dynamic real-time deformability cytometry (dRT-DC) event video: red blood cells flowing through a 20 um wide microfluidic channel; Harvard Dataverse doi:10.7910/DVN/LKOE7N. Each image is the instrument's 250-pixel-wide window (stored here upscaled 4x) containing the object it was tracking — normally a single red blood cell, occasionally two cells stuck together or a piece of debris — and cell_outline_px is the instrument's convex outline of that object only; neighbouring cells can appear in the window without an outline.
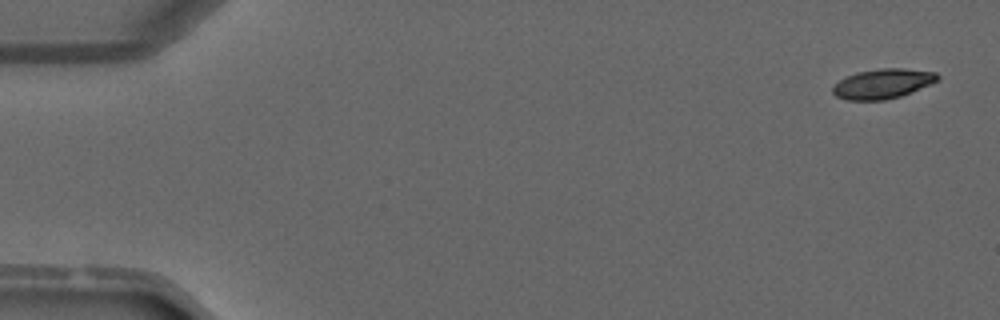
{"species": "common noctule bat (a hibernating species)", "species_latin": "Nyctalus noctula", "temperature_condition": "warm", "stored_images_in_passage": 2, "camera_frame_rate_fps": 3000, "um_per_image_px": 0.085, "animal": {"sex": "male", "forearm_length_mm": 52.5}, "frame": {"image": 1, "passage_image": 1, "time_ms": 0.0, "image_size_px": [1000, 320], "cell_outline_px": [[940, 80], [900, 96], [884, 100], [848, 100], [836, 96], [832, 92], [832, 88], [840, 80], [856, 72], [884, 68], [904, 68], [936, 72], [940, 76]], "centroid_in_image_um": [75.05, 7.11], "position_along_channel_um": 9.9, "area_um2": 18.03}}